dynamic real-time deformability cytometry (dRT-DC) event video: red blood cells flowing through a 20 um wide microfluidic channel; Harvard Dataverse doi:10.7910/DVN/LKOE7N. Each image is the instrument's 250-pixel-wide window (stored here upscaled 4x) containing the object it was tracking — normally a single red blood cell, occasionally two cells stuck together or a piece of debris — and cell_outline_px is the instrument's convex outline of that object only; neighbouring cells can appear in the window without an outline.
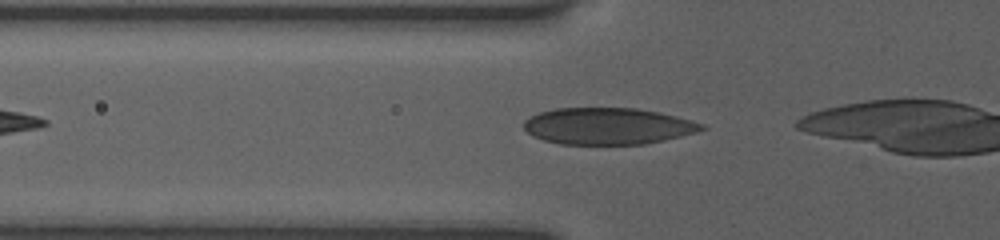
{"species": "human", "species_latin": "Homo sapiens", "temperature_condition": "room temperature", "stored_images_in_passage": 32, "camera_frame_rate_fps": 3000, "um_per_image_px": 0.085, "donor": {"sex": "female"}, "frame": {"image": 1, "passage_image": 4, "time_ms": 1.0, "image_size_px": [1000, 240], "cell_outline_px": [[708, 128], [696, 132], [664, 140], [644, 144], [560, 144], [544, 140], [532, 136], [524, 128], [524, 120], [540, 112], [556, 108], [636, 108], [660, 112], [692, 120], [704, 124]], "centroid_in_image_um": [51.68, 10.72], "position_along_channel_um": 74.1, "area_um2": 37.97}}
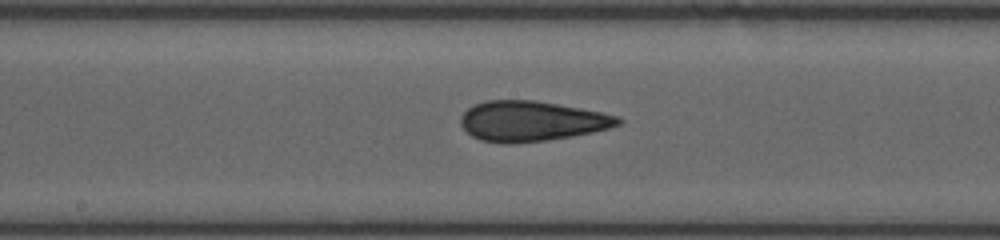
{"frame": {"image": 2, "passage_image": 14, "time_ms": 4.333, "image_size_px": [1000, 240], "cell_outline_px": [[624, 120], [620, 124], [612, 128], [572, 136], [544, 140], [504, 144], [480, 140], [472, 136], [460, 124], [460, 116], [468, 108], [484, 100], [532, 100], [580, 108], [620, 116]], "centroid_in_image_um": [45.18, 10.29], "position_along_channel_um": 203.0, "area_um2": 36.76}}
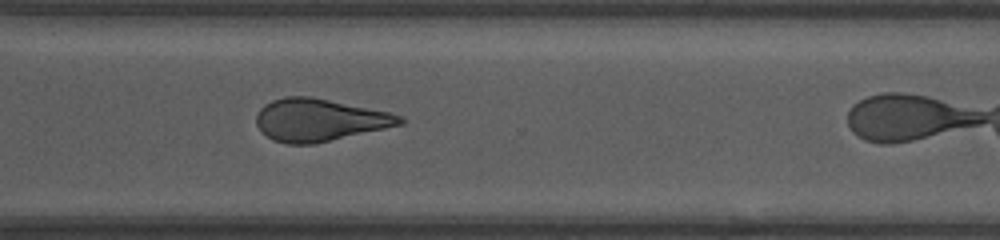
{"frame": {"image": 3, "passage_image": 25, "time_ms": 8.0, "image_size_px": [1000, 240], "cell_outline_px": [[404, 124], [316, 144], [288, 144], [272, 140], [260, 132], [256, 124], [256, 116], [260, 108], [264, 104], [272, 100], [284, 96], [308, 96], [388, 112], [404, 116]], "centroid_in_image_um": [27.11, 10.21], "position_along_channel_um": 343.5, "area_um2": 35.6}, "authors_computed_cell_mechanics": {"area_um2": 36.2984, "velocity_mm_per_s": 3.8502, "shape_relaxation_time_tau1_ms": null, "shape_relaxation_time_tau2_ms": 3.2055, "deformation_change_tau1": null, "deformation_change_tau2": 0.0762}}